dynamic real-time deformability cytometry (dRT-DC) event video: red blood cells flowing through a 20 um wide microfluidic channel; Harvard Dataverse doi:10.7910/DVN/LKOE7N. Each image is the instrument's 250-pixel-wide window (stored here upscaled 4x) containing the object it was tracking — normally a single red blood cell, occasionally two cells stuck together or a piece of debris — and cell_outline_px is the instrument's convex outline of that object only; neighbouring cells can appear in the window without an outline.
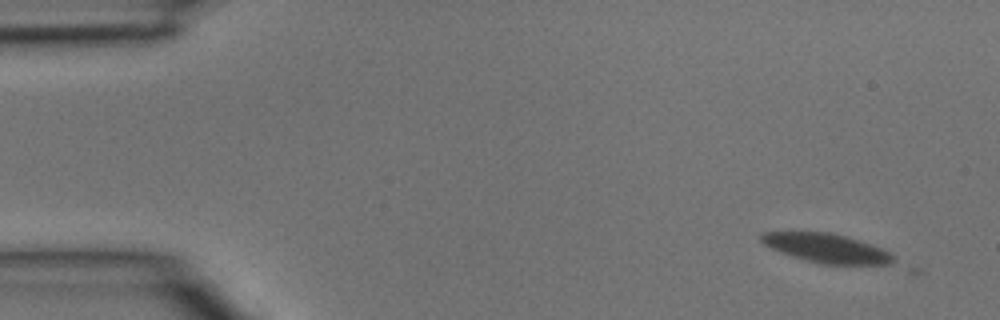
{"species": "common noctule bat (a hibernating species)", "species_latin": "Nyctalus noctula", "temperature_condition": "room temperature", "stored_images_in_passage": 2, "camera_frame_rate_fps": 3000, "um_per_image_px": 0.085, "animal": {"sex": "male", "body_mass_g": 15.6}, "frame": {"image": 1, "passage_image": 1, "time_ms": 0.0, "image_size_px": [1000, 320], "cell_outline_px": [[896, 260], [892, 264], [820, 264], [792, 256], [772, 248], [764, 244], [760, 240], [760, 232], [828, 232], [860, 240], [884, 248], [892, 252], [896, 256]], "centroid_in_image_um": [70.32, 21.1], "position_along_channel_um": 14.7, "area_um2": 22.48}}